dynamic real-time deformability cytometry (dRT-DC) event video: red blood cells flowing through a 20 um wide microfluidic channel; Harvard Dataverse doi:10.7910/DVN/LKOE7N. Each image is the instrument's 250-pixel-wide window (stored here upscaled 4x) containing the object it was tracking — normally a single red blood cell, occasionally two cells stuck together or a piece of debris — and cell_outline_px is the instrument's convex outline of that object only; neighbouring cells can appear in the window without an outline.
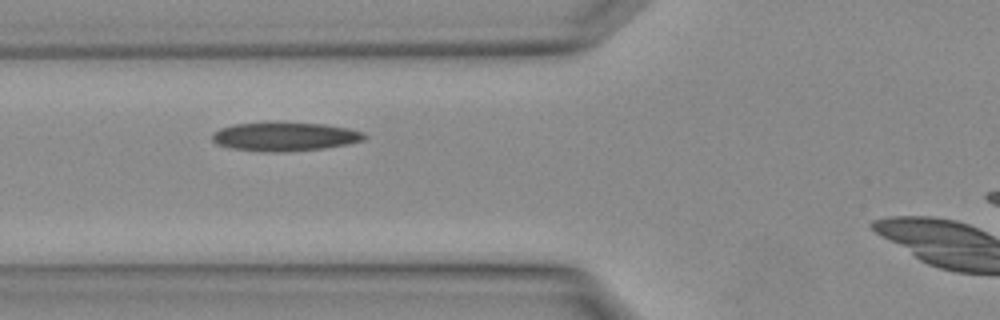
{"species": "Egyptian fruit bat (a non-hibernating species)", "species_latin": "Rousettus aegyptiacus", "temperature_condition": "warm", "stored_images_in_passage": 3, "camera_frame_rate_fps": 3000, "um_per_image_px": 0.085, "animal": {"sex": "female"}, "frame": {"image": 1, "passage_image": 3, "time_ms": 0.667, "image_size_px": [1000, 320], "cell_outline_px": [[368, 136], [364, 140], [348, 144], [324, 148], [276, 152], [232, 148], [216, 144], [212, 140], [212, 132], [220, 128], [232, 124], [276, 120], [324, 124], [348, 128], [364, 132]], "centroid_in_image_um": [24.2, 11.56], "position_along_channel_um": 101.6, "area_um2": 26.13}}